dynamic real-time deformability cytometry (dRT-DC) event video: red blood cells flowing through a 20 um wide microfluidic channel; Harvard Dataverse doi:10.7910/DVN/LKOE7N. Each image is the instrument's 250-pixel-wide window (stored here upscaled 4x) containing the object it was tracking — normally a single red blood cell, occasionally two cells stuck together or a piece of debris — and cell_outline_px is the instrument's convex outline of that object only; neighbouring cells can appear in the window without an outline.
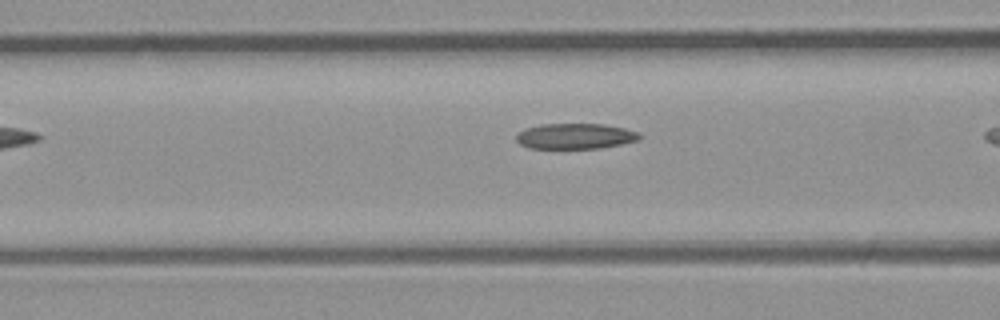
{"species": "common noctule bat (a hibernating species)", "species_latin": "Nyctalus noctula", "temperature_condition": "room temperature", "stored_images_in_passage": 7, "camera_frame_rate_fps": 3000, "um_per_image_px": 0.085, "animal": {"sex": "male", "body_mass_g": 23.1, "forearm_length_mm": 52.7}, "frame": {"image": 1, "passage_image": 6, "time_ms": 5.667, "image_size_px": [1000, 320], "cell_outline_px": [[640, 140], [600, 148], [528, 148], [520, 144], [516, 140], [516, 136], [524, 128], [540, 124], [604, 124], [624, 128], [640, 132]], "centroid_in_image_um": [48.9, 11.57], "position_along_channel_um": 117.7, "area_um2": 18.38}}